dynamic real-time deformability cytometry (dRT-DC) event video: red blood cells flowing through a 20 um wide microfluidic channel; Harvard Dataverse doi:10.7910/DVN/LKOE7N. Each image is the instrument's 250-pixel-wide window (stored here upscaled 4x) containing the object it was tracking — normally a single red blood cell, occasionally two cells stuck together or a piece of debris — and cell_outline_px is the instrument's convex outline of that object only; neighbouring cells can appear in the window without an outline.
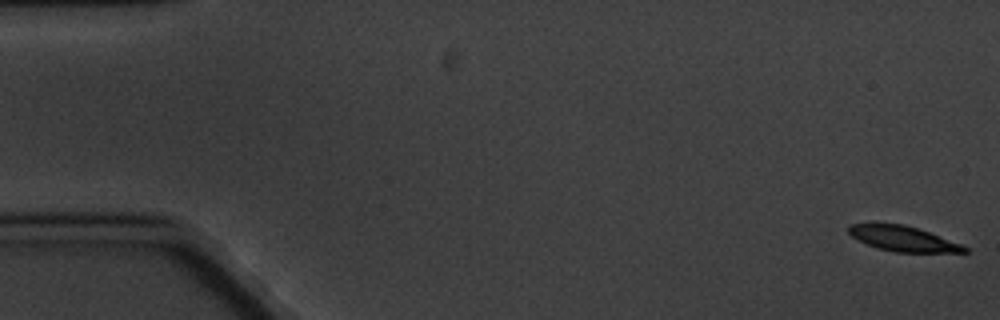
{"species": "common noctule bat (a hibernating species)", "species_latin": "Nyctalus noctula", "temperature_condition": "cold", "stored_images_in_passage": 7, "camera_frame_rate_fps": 3000, "um_per_image_px": 0.085, "animal": {"sex": "male", "body_mass_g": 20.1, "forearm_length_mm": 53.5}, "frame": {"image": 1, "passage_image": 1, "time_ms": 0.0, "image_size_px": [1000, 320], "cell_outline_px": [[968, 252], [896, 252], [876, 248], [852, 236], [848, 232], [848, 224], [904, 224], [928, 232], [960, 244], [968, 248]], "centroid_in_image_um": [76.74, 20.29], "position_along_channel_um": 8.3, "area_um2": 16.53}}
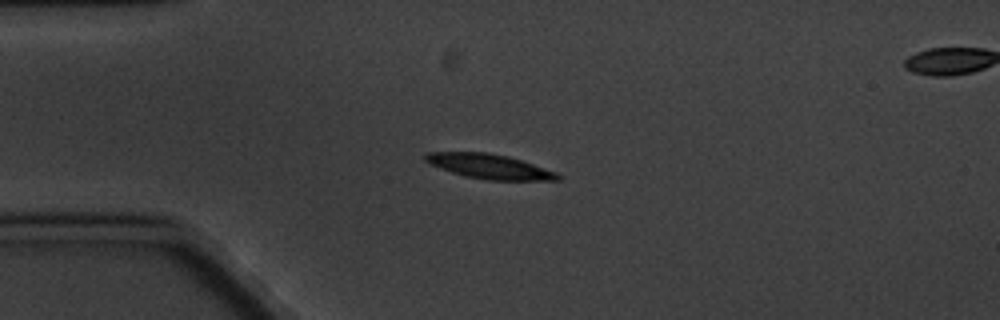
{"frame": {"image": 2, "passage_image": 5, "time_ms": 4.667, "image_size_px": [1000, 320], "cell_outline_px": [[564, 176], [560, 180], [488, 180], [464, 176], [428, 164], [424, 160], [424, 156], [428, 152], [488, 152], [508, 156], [556, 172]], "centroid_in_image_um": [41.59, 14.15], "position_along_channel_um": 43.4, "area_um2": 19.02}}